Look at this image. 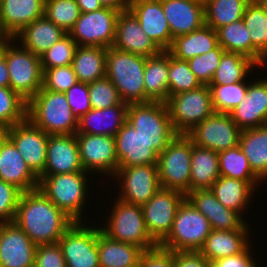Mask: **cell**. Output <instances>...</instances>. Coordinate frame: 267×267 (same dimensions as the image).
I'll use <instances>...</instances> for the list:
<instances>
[{"label":"cell","mask_w":267,"mask_h":267,"mask_svg":"<svg viewBox=\"0 0 267 267\" xmlns=\"http://www.w3.org/2000/svg\"><path fill=\"white\" fill-rule=\"evenodd\" d=\"M13 222L40 245L58 243L75 221L37 188L21 193Z\"/></svg>","instance_id":"6da1fadb"},{"label":"cell","mask_w":267,"mask_h":267,"mask_svg":"<svg viewBox=\"0 0 267 267\" xmlns=\"http://www.w3.org/2000/svg\"><path fill=\"white\" fill-rule=\"evenodd\" d=\"M27 118L48 135L76 134L78 128L65 93L43 88L27 102Z\"/></svg>","instance_id":"7a4b0ae2"},{"label":"cell","mask_w":267,"mask_h":267,"mask_svg":"<svg viewBox=\"0 0 267 267\" xmlns=\"http://www.w3.org/2000/svg\"><path fill=\"white\" fill-rule=\"evenodd\" d=\"M147 57L107 48L106 77L127 104L145 103L144 67Z\"/></svg>","instance_id":"3957f363"},{"label":"cell","mask_w":267,"mask_h":267,"mask_svg":"<svg viewBox=\"0 0 267 267\" xmlns=\"http://www.w3.org/2000/svg\"><path fill=\"white\" fill-rule=\"evenodd\" d=\"M127 122L157 155L178 135L165 102L128 104Z\"/></svg>","instance_id":"277c9868"},{"label":"cell","mask_w":267,"mask_h":267,"mask_svg":"<svg viewBox=\"0 0 267 267\" xmlns=\"http://www.w3.org/2000/svg\"><path fill=\"white\" fill-rule=\"evenodd\" d=\"M88 172H72L39 177V189L75 222H82L88 196Z\"/></svg>","instance_id":"5b68a950"},{"label":"cell","mask_w":267,"mask_h":267,"mask_svg":"<svg viewBox=\"0 0 267 267\" xmlns=\"http://www.w3.org/2000/svg\"><path fill=\"white\" fill-rule=\"evenodd\" d=\"M211 230L208 219L185 198L177 210L171 232L159 245L173 252H199Z\"/></svg>","instance_id":"8992f818"},{"label":"cell","mask_w":267,"mask_h":267,"mask_svg":"<svg viewBox=\"0 0 267 267\" xmlns=\"http://www.w3.org/2000/svg\"><path fill=\"white\" fill-rule=\"evenodd\" d=\"M13 43H15L13 38L3 42L9 72V87L28 102L42 88L43 71L40 56L18 47V43Z\"/></svg>","instance_id":"52a82bcc"},{"label":"cell","mask_w":267,"mask_h":267,"mask_svg":"<svg viewBox=\"0 0 267 267\" xmlns=\"http://www.w3.org/2000/svg\"><path fill=\"white\" fill-rule=\"evenodd\" d=\"M192 140L178 134L158 155V175L161 188L190 192Z\"/></svg>","instance_id":"ba28073f"},{"label":"cell","mask_w":267,"mask_h":267,"mask_svg":"<svg viewBox=\"0 0 267 267\" xmlns=\"http://www.w3.org/2000/svg\"><path fill=\"white\" fill-rule=\"evenodd\" d=\"M111 216L101 231L111 239L137 245L143 250H149L158 244L147 232L141 205L129 204L116 199Z\"/></svg>","instance_id":"9c48e42d"},{"label":"cell","mask_w":267,"mask_h":267,"mask_svg":"<svg viewBox=\"0 0 267 267\" xmlns=\"http://www.w3.org/2000/svg\"><path fill=\"white\" fill-rule=\"evenodd\" d=\"M165 103L173 128L178 134L186 135L214 113L208 85L169 95Z\"/></svg>","instance_id":"30bf717a"},{"label":"cell","mask_w":267,"mask_h":267,"mask_svg":"<svg viewBox=\"0 0 267 267\" xmlns=\"http://www.w3.org/2000/svg\"><path fill=\"white\" fill-rule=\"evenodd\" d=\"M118 10L101 8L94 12L81 13L68 33L78 46H113L116 36Z\"/></svg>","instance_id":"8fae6325"},{"label":"cell","mask_w":267,"mask_h":267,"mask_svg":"<svg viewBox=\"0 0 267 267\" xmlns=\"http://www.w3.org/2000/svg\"><path fill=\"white\" fill-rule=\"evenodd\" d=\"M185 198L186 195L179 191L160 188L141 205L147 232L157 244L171 232L177 210Z\"/></svg>","instance_id":"7c38bea8"},{"label":"cell","mask_w":267,"mask_h":267,"mask_svg":"<svg viewBox=\"0 0 267 267\" xmlns=\"http://www.w3.org/2000/svg\"><path fill=\"white\" fill-rule=\"evenodd\" d=\"M98 227L74 222L59 239L66 267H100Z\"/></svg>","instance_id":"4fadbf2b"},{"label":"cell","mask_w":267,"mask_h":267,"mask_svg":"<svg viewBox=\"0 0 267 267\" xmlns=\"http://www.w3.org/2000/svg\"><path fill=\"white\" fill-rule=\"evenodd\" d=\"M240 134L241 129L232 120L230 114L213 113L186 135L196 146L220 152L237 146Z\"/></svg>","instance_id":"5bb4252c"},{"label":"cell","mask_w":267,"mask_h":267,"mask_svg":"<svg viewBox=\"0 0 267 267\" xmlns=\"http://www.w3.org/2000/svg\"><path fill=\"white\" fill-rule=\"evenodd\" d=\"M76 139L84 171L114 177L118 170L115 138L106 135L76 133Z\"/></svg>","instance_id":"9a60e30c"},{"label":"cell","mask_w":267,"mask_h":267,"mask_svg":"<svg viewBox=\"0 0 267 267\" xmlns=\"http://www.w3.org/2000/svg\"><path fill=\"white\" fill-rule=\"evenodd\" d=\"M114 178L122 184L118 199L129 204L143 205L161 188L157 164L118 168Z\"/></svg>","instance_id":"2e32d148"},{"label":"cell","mask_w":267,"mask_h":267,"mask_svg":"<svg viewBox=\"0 0 267 267\" xmlns=\"http://www.w3.org/2000/svg\"><path fill=\"white\" fill-rule=\"evenodd\" d=\"M3 131L30 169L39 176L44 171L47 162L46 151L49 135L28 118Z\"/></svg>","instance_id":"e0dca14e"},{"label":"cell","mask_w":267,"mask_h":267,"mask_svg":"<svg viewBox=\"0 0 267 267\" xmlns=\"http://www.w3.org/2000/svg\"><path fill=\"white\" fill-rule=\"evenodd\" d=\"M36 248L14 222L0 223V267H34Z\"/></svg>","instance_id":"ac0fdd59"},{"label":"cell","mask_w":267,"mask_h":267,"mask_svg":"<svg viewBox=\"0 0 267 267\" xmlns=\"http://www.w3.org/2000/svg\"><path fill=\"white\" fill-rule=\"evenodd\" d=\"M186 198L208 219L211 229L223 231L250 229L242 215L223 206L211 189L193 190L186 195Z\"/></svg>","instance_id":"d6986e66"},{"label":"cell","mask_w":267,"mask_h":267,"mask_svg":"<svg viewBox=\"0 0 267 267\" xmlns=\"http://www.w3.org/2000/svg\"><path fill=\"white\" fill-rule=\"evenodd\" d=\"M128 9L138 19L144 33L162 51H168L173 38L161 0H129Z\"/></svg>","instance_id":"ffe728a7"},{"label":"cell","mask_w":267,"mask_h":267,"mask_svg":"<svg viewBox=\"0 0 267 267\" xmlns=\"http://www.w3.org/2000/svg\"><path fill=\"white\" fill-rule=\"evenodd\" d=\"M46 156L44 171L39 176L84 171L76 134L49 135Z\"/></svg>","instance_id":"44dd1931"},{"label":"cell","mask_w":267,"mask_h":267,"mask_svg":"<svg viewBox=\"0 0 267 267\" xmlns=\"http://www.w3.org/2000/svg\"><path fill=\"white\" fill-rule=\"evenodd\" d=\"M113 46L119 50L145 57L155 56L162 52L144 33L138 19L129 9L121 11L118 15Z\"/></svg>","instance_id":"7402d4cb"},{"label":"cell","mask_w":267,"mask_h":267,"mask_svg":"<svg viewBox=\"0 0 267 267\" xmlns=\"http://www.w3.org/2000/svg\"><path fill=\"white\" fill-rule=\"evenodd\" d=\"M253 81L246 97L229 113L241 130L267 124V79Z\"/></svg>","instance_id":"603a6c76"},{"label":"cell","mask_w":267,"mask_h":267,"mask_svg":"<svg viewBox=\"0 0 267 267\" xmlns=\"http://www.w3.org/2000/svg\"><path fill=\"white\" fill-rule=\"evenodd\" d=\"M0 174L3 181L15 185L22 192L39 187V177L5 135L0 139Z\"/></svg>","instance_id":"cb8c5ba5"},{"label":"cell","mask_w":267,"mask_h":267,"mask_svg":"<svg viewBox=\"0 0 267 267\" xmlns=\"http://www.w3.org/2000/svg\"><path fill=\"white\" fill-rule=\"evenodd\" d=\"M172 38L205 25L204 3L198 0H161Z\"/></svg>","instance_id":"d4e9b609"},{"label":"cell","mask_w":267,"mask_h":267,"mask_svg":"<svg viewBox=\"0 0 267 267\" xmlns=\"http://www.w3.org/2000/svg\"><path fill=\"white\" fill-rule=\"evenodd\" d=\"M114 138L118 168L158 163V155L127 121Z\"/></svg>","instance_id":"484cf974"},{"label":"cell","mask_w":267,"mask_h":267,"mask_svg":"<svg viewBox=\"0 0 267 267\" xmlns=\"http://www.w3.org/2000/svg\"><path fill=\"white\" fill-rule=\"evenodd\" d=\"M45 0H0V28L13 38L34 20L44 16Z\"/></svg>","instance_id":"4316f807"},{"label":"cell","mask_w":267,"mask_h":267,"mask_svg":"<svg viewBox=\"0 0 267 267\" xmlns=\"http://www.w3.org/2000/svg\"><path fill=\"white\" fill-rule=\"evenodd\" d=\"M128 104H117L106 109H91L78 119L76 133L115 137L127 121Z\"/></svg>","instance_id":"83f0119b"},{"label":"cell","mask_w":267,"mask_h":267,"mask_svg":"<svg viewBox=\"0 0 267 267\" xmlns=\"http://www.w3.org/2000/svg\"><path fill=\"white\" fill-rule=\"evenodd\" d=\"M66 34L61 27H58L43 16L22 29L13 37V40H17L18 42L20 40L19 44L21 43L20 46L22 48L40 56Z\"/></svg>","instance_id":"f1b7e54d"},{"label":"cell","mask_w":267,"mask_h":267,"mask_svg":"<svg viewBox=\"0 0 267 267\" xmlns=\"http://www.w3.org/2000/svg\"><path fill=\"white\" fill-rule=\"evenodd\" d=\"M250 230L212 229L199 251L210 263L241 253L248 245Z\"/></svg>","instance_id":"f546056e"},{"label":"cell","mask_w":267,"mask_h":267,"mask_svg":"<svg viewBox=\"0 0 267 267\" xmlns=\"http://www.w3.org/2000/svg\"><path fill=\"white\" fill-rule=\"evenodd\" d=\"M97 247L100 267H138L142 248L120 242L105 235L98 228Z\"/></svg>","instance_id":"4dcf8cb0"},{"label":"cell","mask_w":267,"mask_h":267,"mask_svg":"<svg viewBox=\"0 0 267 267\" xmlns=\"http://www.w3.org/2000/svg\"><path fill=\"white\" fill-rule=\"evenodd\" d=\"M168 70V51L147 57L144 67L145 103L168 100Z\"/></svg>","instance_id":"1f68e13d"},{"label":"cell","mask_w":267,"mask_h":267,"mask_svg":"<svg viewBox=\"0 0 267 267\" xmlns=\"http://www.w3.org/2000/svg\"><path fill=\"white\" fill-rule=\"evenodd\" d=\"M218 45L217 31L205 24L191 33L175 37L168 52L177 59L188 61Z\"/></svg>","instance_id":"d6a6232c"},{"label":"cell","mask_w":267,"mask_h":267,"mask_svg":"<svg viewBox=\"0 0 267 267\" xmlns=\"http://www.w3.org/2000/svg\"><path fill=\"white\" fill-rule=\"evenodd\" d=\"M242 19L251 39V60L264 67L267 63V15L257 0H251Z\"/></svg>","instance_id":"836d02e7"},{"label":"cell","mask_w":267,"mask_h":267,"mask_svg":"<svg viewBox=\"0 0 267 267\" xmlns=\"http://www.w3.org/2000/svg\"><path fill=\"white\" fill-rule=\"evenodd\" d=\"M252 171L267 180V124L241 130L239 144Z\"/></svg>","instance_id":"e575fe53"},{"label":"cell","mask_w":267,"mask_h":267,"mask_svg":"<svg viewBox=\"0 0 267 267\" xmlns=\"http://www.w3.org/2000/svg\"><path fill=\"white\" fill-rule=\"evenodd\" d=\"M220 177L218 152L193 144L190 169V192L210 189Z\"/></svg>","instance_id":"d590c367"},{"label":"cell","mask_w":267,"mask_h":267,"mask_svg":"<svg viewBox=\"0 0 267 267\" xmlns=\"http://www.w3.org/2000/svg\"><path fill=\"white\" fill-rule=\"evenodd\" d=\"M107 48L78 46L72 68L79 82L91 83L106 76Z\"/></svg>","instance_id":"8d00e7d4"},{"label":"cell","mask_w":267,"mask_h":267,"mask_svg":"<svg viewBox=\"0 0 267 267\" xmlns=\"http://www.w3.org/2000/svg\"><path fill=\"white\" fill-rule=\"evenodd\" d=\"M217 200L226 208L243 214L250 205L255 189L246 181L220 176L210 188Z\"/></svg>","instance_id":"74e56055"},{"label":"cell","mask_w":267,"mask_h":267,"mask_svg":"<svg viewBox=\"0 0 267 267\" xmlns=\"http://www.w3.org/2000/svg\"><path fill=\"white\" fill-rule=\"evenodd\" d=\"M220 176L243 180L249 183L255 190L261 179L252 171L247 157L239 145L218 152Z\"/></svg>","instance_id":"f35d334b"},{"label":"cell","mask_w":267,"mask_h":267,"mask_svg":"<svg viewBox=\"0 0 267 267\" xmlns=\"http://www.w3.org/2000/svg\"><path fill=\"white\" fill-rule=\"evenodd\" d=\"M251 0H205V24L214 30L243 18Z\"/></svg>","instance_id":"ab89813d"},{"label":"cell","mask_w":267,"mask_h":267,"mask_svg":"<svg viewBox=\"0 0 267 267\" xmlns=\"http://www.w3.org/2000/svg\"><path fill=\"white\" fill-rule=\"evenodd\" d=\"M258 65L239 53L225 52L209 85H229L244 81Z\"/></svg>","instance_id":"60d3db41"},{"label":"cell","mask_w":267,"mask_h":267,"mask_svg":"<svg viewBox=\"0 0 267 267\" xmlns=\"http://www.w3.org/2000/svg\"><path fill=\"white\" fill-rule=\"evenodd\" d=\"M216 31L218 43L226 52L239 53L251 59V39L243 19L224 25Z\"/></svg>","instance_id":"b9f144b4"},{"label":"cell","mask_w":267,"mask_h":267,"mask_svg":"<svg viewBox=\"0 0 267 267\" xmlns=\"http://www.w3.org/2000/svg\"><path fill=\"white\" fill-rule=\"evenodd\" d=\"M248 83L241 81L229 85H208L214 113L229 114L246 97Z\"/></svg>","instance_id":"7bdbcfd3"},{"label":"cell","mask_w":267,"mask_h":267,"mask_svg":"<svg viewBox=\"0 0 267 267\" xmlns=\"http://www.w3.org/2000/svg\"><path fill=\"white\" fill-rule=\"evenodd\" d=\"M27 118V101L10 87H0V129L5 130Z\"/></svg>","instance_id":"ee69618b"},{"label":"cell","mask_w":267,"mask_h":267,"mask_svg":"<svg viewBox=\"0 0 267 267\" xmlns=\"http://www.w3.org/2000/svg\"><path fill=\"white\" fill-rule=\"evenodd\" d=\"M202 84L191 71L189 63L169 53L168 93L175 95L196 89Z\"/></svg>","instance_id":"f6af8a7d"},{"label":"cell","mask_w":267,"mask_h":267,"mask_svg":"<svg viewBox=\"0 0 267 267\" xmlns=\"http://www.w3.org/2000/svg\"><path fill=\"white\" fill-rule=\"evenodd\" d=\"M81 15L75 0H45L44 16L69 33Z\"/></svg>","instance_id":"bcb514c9"},{"label":"cell","mask_w":267,"mask_h":267,"mask_svg":"<svg viewBox=\"0 0 267 267\" xmlns=\"http://www.w3.org/2000/svg\"><path fill=\"white\" fill-rule=\"evenodd\" d=\"M78 45L67 33L49 50L40 55L42 70L71 65Z\"/></svg>","instance_id":"7dc6e473"},{"label":"cell","mask_w":267,"mask_h":267,"mask_svg":"<svg viewBox=\"0 0 267 267\" xmlns=\"http://www.w3.org/2000/svg\"><path fill=\"white\" fill-rule=\"evenodd\" d=\"M92 109H106L117 104H127L121 100L117 88L106 76L88 83Z\"/></svg>","instance_id":"c3c4849f"},{"label":"cell","mask_w":267,"mask_h":267,"mask_svg":"<svg viewBox=\"0 0 267 267\" xmlns=\"http://www.w3.org/2000/svg\"><path fill=\"white\" fill-rule=\"evenodd\" d=\"M225 52L226 51L218 45L216 48L187 61L191 71L202 85H209L211 83L213 75L220 64L222 55Z\"/></svg>","instance_id":"681fc988"},{"label":"cell","mask_w":267,"mask_h":267,"mask_svg":"<svg viewBox=\"0 0 267 267\" xmlns=\"http://www.w3.org/2000/svg\"><path fill=\"white\" fill-rule=\"evenodd\" d=\"M42 88L52 92L65 93L79 81L71 65L42 70Z\"/></svg>","instance_id":"f907efd6"},{"label":"cell","mask_w":267,"mask_h":267,"mask_svg":"<svg viewBox=\"0 0 267 267\" xmlns=\"http://www.w3.org/2000/svg\"><path fill=\"white\" fill-rule=\"evenodd\" d=\"M21 193L15 185L0 181V223L13 222Z\"/></svg>","instance_id":"816d5d0a"},{"label":"cell","mask_w":267,"mask_h":267,"mask_svg":"<svg viewBox=\"0 0 267 267\" xmlns=\"http://www.w3.org/2000/svg\"><path fill=\"white\" fill-rule=\"evenodd\" d=\"M65 95L73 114L78 119L92 109L89 99L88 83L78 82L67 90Z\"/></svg>","instance_id":"f5cc1de1"},{"label":"cell","mask_w":267,"mask_h":267,"mask_svg":"<svg viewBox=\"0 0 267 267\" xmlns=\"http://www.w3.org/2000/svg\"><path fill=\"white\" fill-rule=\"evenodd\" d=\"M34 267H66L60 245L58 243L37 245Z\"/></svg>","instance_id":"db71d44e"},{"label":"cell","mask_w":267,"mask_h":267,"mask_svg":"<svg viewBox=\"0 0 267 267\" xmlns=\"http://www.w3.org/2000/svg\"><path fill=\"white\" fill-rule=\"evenodd\" d=\"M138 267H175V252L158 244L142 252Z\"/></svg>","instance_id":"11a10c76"},{"label":"cell","mask_w":267,"mask_h":267,"mask_svg":"<svg viewBox=\"0 0 267 267\" xmlns=\"http://www.w3.org/2000/svg\"><path fill=\"white\" fill-rule=\"evenodd\" d=\"M250 245L239 254L213 261L211 267H259L252 257Z\"/></svg>","instance_id":"9f6ffc18"},{"label":"cell","mask_w":267,"mask_h":267,"mask_svg":"<svg viewBox=\"0 0 267 267\" xmlns=\"http://www.w3.org/2000/svg\"><path fill=\"white\" fill-rule=\"evenodd\" d=\"M175 267H211L200 252H175Z\"/></svg>","instance_id":"6f0895ef"},{"label":"cell","mask_w":267,"mask_h":267,"mask_svg":"<svg viewBox=\"0 0 267 267\" xmlns=\"http://www.w3.org/2000/svg\"><path fill=\"white\" fill-rule=\"evenodd\" d=\"M0 87H9V72L3 51V43L0 44Z\"/></svg>","instance_id":"680465c9"},{"label":"cell","mask_w":267,"mask_h":267,"mask_svg":"<svg viewBox=\"0 0 267 267\" xmlns=\"http://www.w3.org/2000/svg\"><path fill=\"white\" fill-rule=\"evenodd\" d=\"M80 7L81 13L94 12L103 8L99 0H75Z\"/></svg>","instance_id":"91938a15"},{"label":"cell","mask_w":267,"mask_h":267,"mask_svg":"<svg viewBox=\"0 0 267 267\" xmlns=\"http://www.w3.org/2000/svg\"><path fill=\"white\" fill-rule=\"evenodd\" d=\"M129 0H99L104 8H111L119 12L128 9Z\"/></svg>","instance_id":"94428289"},{"label":"cell","mask_w":267,"mask_h":267,"mask_svg":"<svg viewBox=\"0 0 267 267\" xmlns=\"http://www.w3.org/2000/svg\"><path fill=\"white\" fill-rule=\"evenodd\" d=\"M259 4L263 7L266 15H267V0H257Z\"/></svg>","instance_id":"6125c7cd"},{"label":"cell","mask_w":267,"mask_h":267,"mask_svg":"<svg viewBox=\"0 0 267 267\" xmlns=\"http://www.w3.org/2000/svg\"><path fill=\"white\" fill-rule=\"evenodd\" d=\"M8 39V37L4 34V32L0 28V44L5 42Z\"/></svg>","instance_id":"be15d7a7"},{"label":"cell","mask_w":267,"mask_h":267,"mask_svg":"<svg viewBox=\"0 0 267 267\" xmlns=\"http://www.w3.org/2000/svg\"><path fill=\"white\" fill-rule=\"evenodd\" d=\"M4 136V131L0 129V139Z\"/></svg>","instance_id":"e7e4bbea"}]
</instances>
